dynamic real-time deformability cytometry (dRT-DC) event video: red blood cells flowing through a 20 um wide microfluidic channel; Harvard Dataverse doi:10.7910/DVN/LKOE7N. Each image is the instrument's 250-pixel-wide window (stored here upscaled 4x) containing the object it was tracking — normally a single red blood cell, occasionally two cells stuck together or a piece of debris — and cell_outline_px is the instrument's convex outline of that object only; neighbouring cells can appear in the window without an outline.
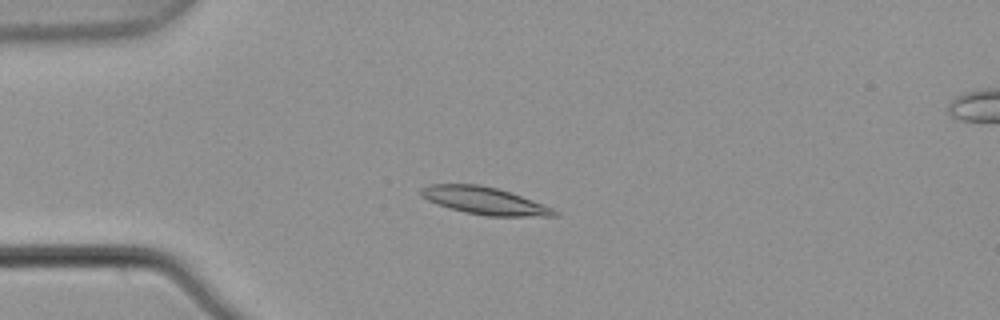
{"species": "common noctule bat (a hibernating species)", "species_latin": "Nyctalus noctula", "temperature_condition": "warm", "stored_images_in_passage": 5, "camera_frame_rate_fps": 3000, "um_per_image_px": 0.085, "animal": {"sex": "male", "body_mass_g": 21.5, "forearm_length_mm": 52.0}, "frame": {"image": 1, "passage_image": 4, "time_ms": 1.0, "image_size_px": [1000, 320], "cell_outline_px": [[560, 216], [484, 216], [464, 212], [448, 208], [436, 204], [420, 196], [420, 188], [428, 184], [480, 184], [496, 188], [544, 204], [560, 212]], "centroid_in_image_um": [41.15, 17.07], "position_along_channel_um": 43.8, "area_um2": 21.39}}